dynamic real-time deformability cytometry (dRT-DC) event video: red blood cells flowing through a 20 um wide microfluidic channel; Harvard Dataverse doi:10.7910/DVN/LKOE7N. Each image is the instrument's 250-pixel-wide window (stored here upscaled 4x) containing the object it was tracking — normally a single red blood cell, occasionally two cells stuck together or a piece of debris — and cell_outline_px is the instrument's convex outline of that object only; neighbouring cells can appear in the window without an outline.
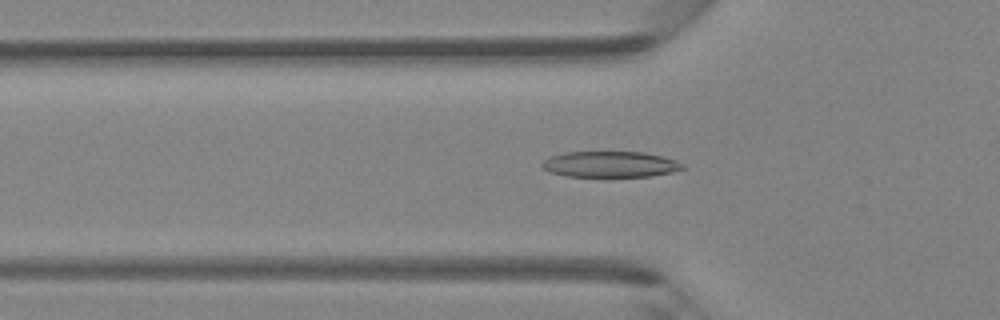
{"species": "Egyptian fruit bat (a non-hibernating species)", "species_latin": "Rousettus aegyptiacus", "temperature_condition": "room temperature", "stored_images_in_passage": 44, "camera_frame_rate_fps": 3000, "um_per_image_px": 0.085, "animal": {"sex": "female"}, "frame": {"image": 1, "passage_image": 14, "time_ms": 4.333, "image_size_px": [1000, 320], "cell_outline_px": [[684, 168], [672, 172], [652, 176], [568, 176], [548, 172], [540, 164], [544, 160], [552, 156], [564, 152], [644, 152], [664, 156], [676, 160], [684, 164]], "centroid_in_image_um": [51.89, 13.96], "position_along_channel_um": 73.9, "area_um2": 21.21}}
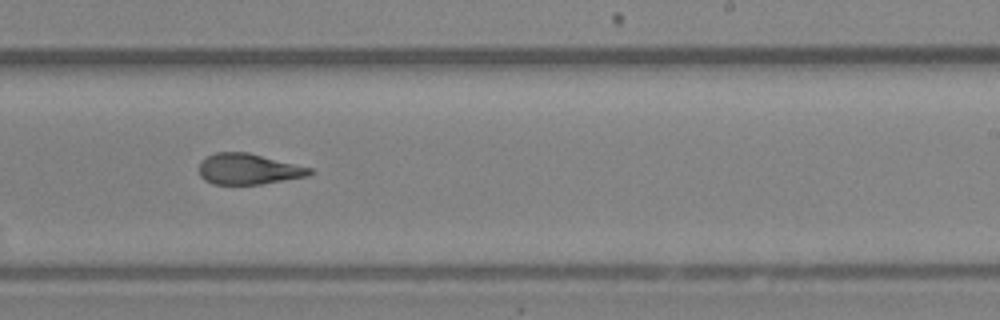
{"frame": {"image": 2, "passage_image": 27, "time_ms": 8.667, "image_size_px": [1000, 320], "cell_outline_px": [[316, 172], [308, 176], [260, 184], [212, 184], [204, 180], [200, 176], [200, 160], [216, 152], [248, 152], [312, 168]], "centroid_in_image_um": [21.12, 14.37], "position_along_channel_um": 267.9, "area_um2": 19.88}}
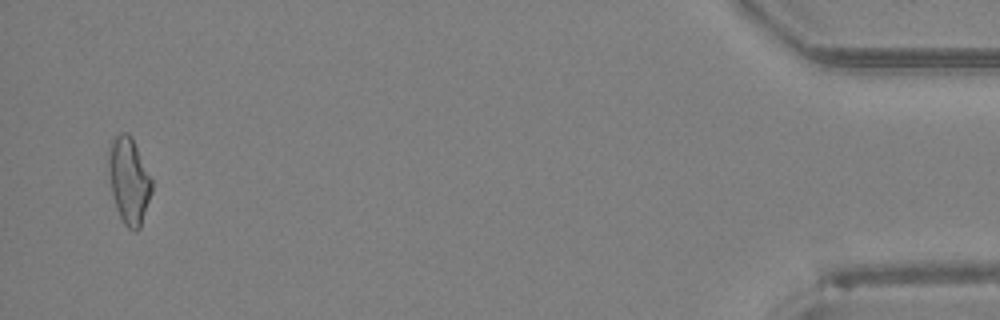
{"frame": {"image": 3, "passage_image": 43, "time_ms": 14.0, "image_size_px": [1000, 320], "cell_outline_px": [[152, 192], [140, 228], [136, 232], [128, 228], [124, 224], [116, 208], [112, 192], [108, 168], [108, 156], [112, 140], [120, 132], [128, 132], [132, 136], [152, 180]], "centroid_in_image_um": [10.97, 15.35], "position_along_channel_um": 424.2, "area_um2": 21.68}}